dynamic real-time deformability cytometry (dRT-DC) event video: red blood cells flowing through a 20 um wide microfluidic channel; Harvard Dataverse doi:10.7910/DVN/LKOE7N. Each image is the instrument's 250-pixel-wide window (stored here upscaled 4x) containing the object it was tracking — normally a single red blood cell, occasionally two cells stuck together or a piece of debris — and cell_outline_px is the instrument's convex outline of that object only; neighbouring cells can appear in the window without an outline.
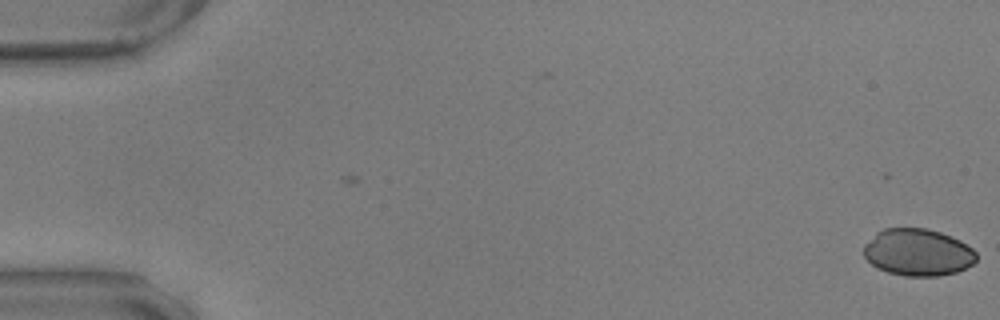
{"species": "common noctule bat (a hibernating species)", "species_latin": "Nyctalus noctula", "temperature_condition": "warm", "stored_images_in_passage": 45, "camera_frame_rate_fps": 3000, "um_per_image_px": 0.085, "animal": {"sex": "male", "body_mass_g": 17.9, "forearm_length_mm": 54.2}, "frame": {"image": 1, "passage_image": 1, "time_ms": 0.0, "image_size_px": [1000, 320], "cell_outline_px": [[976, 260], [972, 264], [956, 272], [940, 276], [904, 276], [888, 272], [876, 268], [864, 256], [864, 244], [876, 232], [884, 228], [928, 228], [952, 236], [960, 240], [972, 248], [976, 252]], "centroid_in_image_um": [78.01, 21.44], "position_along_channel_um": 7.0, "area_um2": 31.04}}
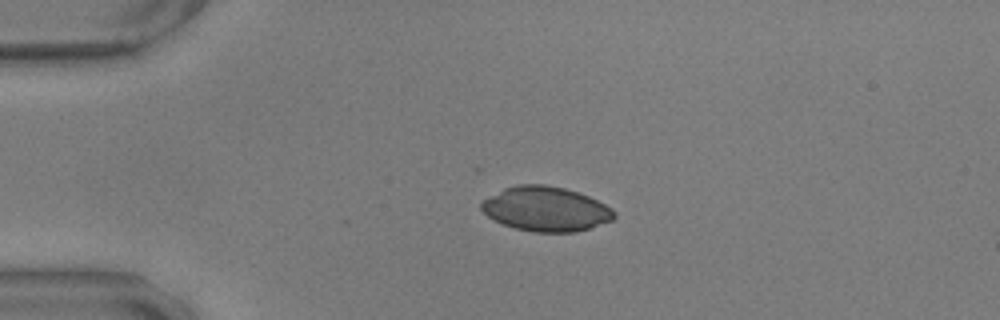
{"frame": {"image": 2, "passage_image": 14, "time_ms": 4.333, "image_size_px": [1000, 320], "cell_outline_px": [[616, 216], [612, 220], [576, 232], [532, 232], [516, 228], [504, 224], [488, 216], [480, 208], [480, 204], [484, 200], [504, 188], [520, 184], [544, 184], [564, 188], [588, 196], [612, 208], [616, 212]], "centroid_in_image_um": [46.41, 17.76], "position_along_channel_um": 38.6, "area_um2": 34.16}}
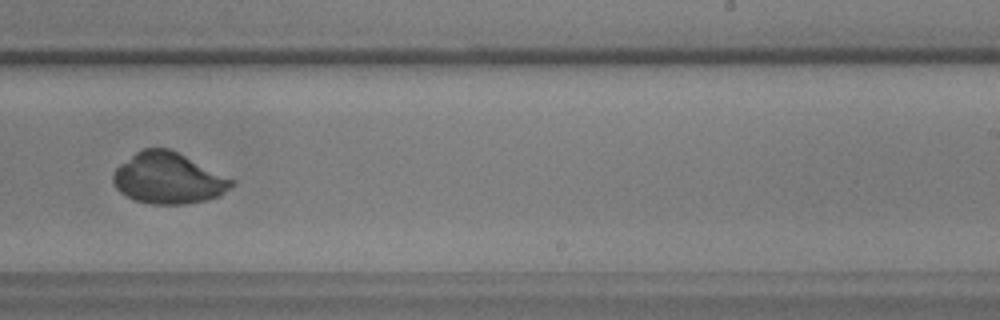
{"frame": {"image": 3, "passage_image": 37, "time_ms": 12.0, "image_size_px": [1000, 320], "cell_outline_px": [[236, 184], [220, 196], [204, 200], [184, 204], [152, 204], [132, 200], [120, 192], [116, 188], [112, 180], [112, 176], [116, 168], [120, 164], [136, 152], [144, 148], [168, 148], [236, 180]], "centroid_in_image_um": [14.31, 15.16], "position_along_channel_um": 274.7, "area_um2": 35.26}}